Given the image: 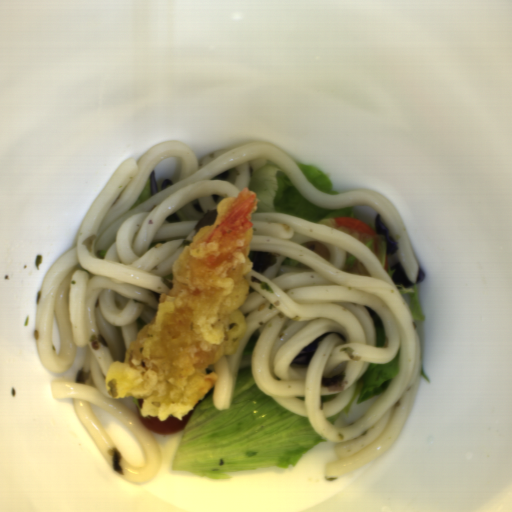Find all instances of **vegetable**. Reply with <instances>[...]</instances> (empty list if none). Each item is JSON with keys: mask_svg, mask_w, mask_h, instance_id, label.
<instances>
[{"mask_svg": "<svg viewBox=\"0 0 512 512\" xmlns=\"http://www.w3.org/2000/svg\"><path fill=\"white\" fill-rule=\"evenodd\" d=\"M151 196H153V195L151 194V191H150V178L148 177L141 193L139 194L138 198L133 203V205L130 207V209H132L134 206H136L137 204H139L140 202L146 200L147 198H149Z\"/></svg>", "mask_w": 512, "mask_h": 512, "instance_id": "b0100df1", "label": "vegetable"}, {"mask_svg": "<svg viewBox=\"0 0 512 512\" xmlns=\"http://www.w3.org/2000/svg\"><path fill=\"white\" fill-rule=\"evenodd\" d=\"M401 349L390 363H370L366 372L358 380L356 390L345 407L335 415L325 418L326 424L336 426L342 416L354 405H359L373 397L382 396L399 371Z\"/></svg>", "mask_w": 512, "mask_h": 512, "instance_id": "f7b5029e", "label": "vegetable"}, {"mask_svg": "<svg viewBox=\"0 0 512 512\" xmlns=\"http://www.w3.org/2000/svg\"><path fill=\"white\" fill-rule=\"evenodd\" d=\"M306 179L315 186L320 192L336 194L334 187L329 181L325 171L314 166L293 162Z\"/></svg>", "mask_w": 512, "mask_h": 512, "instance_id": "96ceb2fe", "label": "vegetable"}, {"mask_svg": "<svg viewBox=\"0 0 512 512\" xmlns=\"http://www.w3.org/2000/svg\"><path fill=\"white\" fill-rule=\"evenodd\" d=\"M342 271L364 276H371L368 267L365 264H363L349 250L344 252V265Z\"/></svg>", "mask_w": 512, "mask_h": 512, "instance_id": "6e5ebb59", "label": "vegetable"}, {"mask_svg": "<svg viewBox=\"0 0 512 512\" xmlns=\"http://www.w3.org/2000/svg\"><path fill=\"white\" fill-rule=\"evenodd\" d=\"M405 301L407 302L412 314L415 325L425 318L418 300L417 285L404 286L398 289Z\"/></svg>", "mask_w": 512, "mask_h": 512, "instance_id": "f1789d4c", "label": "vegetable"}, {"mask_svg": "<svg viewBox=\"0 0 512 512\" xmlns=\"http://www.w3.org/2000/svg\"><path fill=\"white\" fill-rule=\"evenodd\" d=\"M247 189L253 190L258 199L255 212H277L288 216L319 223L340 233L357 239L379 262L391 278L393 266L386 267L385 244L381 236L362 235L342 229L335 220L352 215V205L333 209L315 204L300 192L287 173L274 161H269L251 176Z\"/></svg>", "mask_w": 512, "mask_h": 512, "instance_id": "ea0f7189", "label": "vegetable"}, {"mask_svg": "<svg viewBox=\"0 0 512 512\" xmlns=\"http://www.w3.org/2000/svg\"><path fill=\"white\" fill-rule=\"evenodd\" d=\"M365 308L372 319L375 331V348L386 347L387 337L380 313L369 306Z\"/></svg>", "mask_w": 512, "mask_h": 512, "instance_id": "8f37a823", "label": "vegetable"}, {"mask_svg": "<svg viewBox=\"0 0 512 512\" xmlns=\"http://www.w3.org/2000/svg\"><path fill=\"white\" fill-rule=\"evenodd\" d=\"M260 329L243 345L230 407L216 409L214 386L186 422L173 460L174 470L227 479L228 473L294 467L325 441L308 417L297 416L259 389L253 357Z\"/></svg>", "mask_w": 512, "mask_h": 512, "instance_id": "add77e79", "label": "vegetable"}]
</instances>
